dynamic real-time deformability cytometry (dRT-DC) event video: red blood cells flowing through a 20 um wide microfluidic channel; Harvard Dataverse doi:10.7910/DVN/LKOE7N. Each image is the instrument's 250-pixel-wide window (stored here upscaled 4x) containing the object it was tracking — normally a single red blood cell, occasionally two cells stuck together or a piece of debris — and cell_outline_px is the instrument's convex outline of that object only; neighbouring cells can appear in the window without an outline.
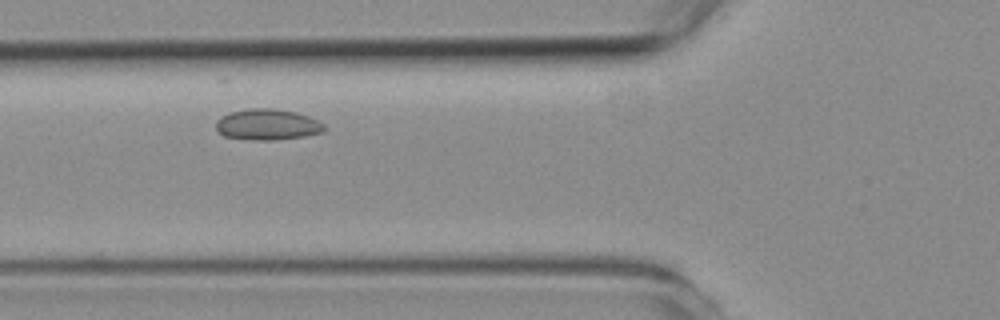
{"species": "common noctule bat (a hibernating species)", "species_latin": "Nyctalus noctula", "temperature_condition": "room temperature", "stored_images_in_passage": 6, "camera_frame_rate_fps": 3000, "um_per_image_px": 0.085, "animal": {"sex": "female", "body_mass_g": 19.3, "forearm_length_mm": 54.1}, "frame": {"image": 1, "passage_image": 6, "time_ms": 5.667, "image_size_px": [1000, 320], "cell_outline_px": [[324, 132], [304, 136], [276, 140], [252, 140], [224, 136], [216, 128], [216, 120], [220, 116], [232, 112], [248, 108], [272, 108], [296, 112], [308, 116], [324, 124]], "centroid_in_image_um": [22.72, 10.58], "position_along_channel_um": 103.1, "area_um2": 19.54}}